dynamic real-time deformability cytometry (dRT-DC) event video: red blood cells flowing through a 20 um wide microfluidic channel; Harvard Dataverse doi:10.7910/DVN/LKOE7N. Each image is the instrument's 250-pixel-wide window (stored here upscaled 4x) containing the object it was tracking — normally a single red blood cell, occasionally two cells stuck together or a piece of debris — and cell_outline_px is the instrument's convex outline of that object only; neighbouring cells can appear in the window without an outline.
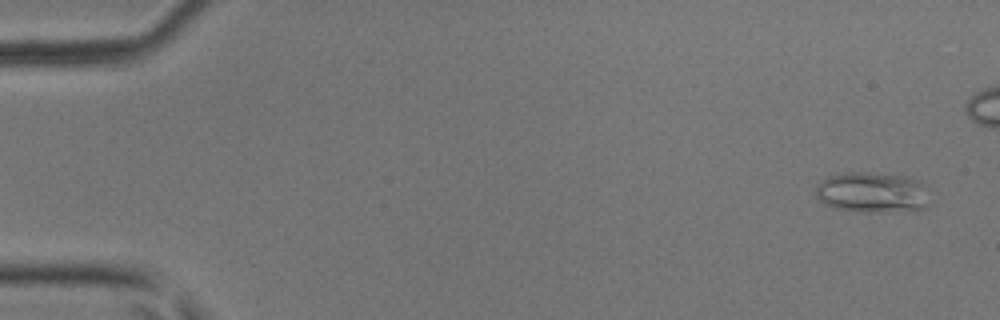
{"species": "common noctule bat (a hibernating species)", "species_latin": "Nyctalus noctula", "temperature_condition": "room temperature", "stored_images_in_passage": 43, "camera_frame_rate_fps": 3000, "um_per_image_px": 0.085, "animal": {"sex": "male", "body_mass_g": 17.9, "forearm_length_mm": 54.2}, "frame": {"image": 1, "passage_image": 3, "time_ms": 0.667, "image_size_px": [1000, 320], "cell_outline_px": [[928, 208], [876, 212], [860, 212], [836, 208], [824, 204], [816, 196], [816, 184], [828, 176], [844, 172], [868, 172], [908, 176], [924, 184], [928, 204]], "centroid_in_image_um": [74.1, 16.34], "position_along_channel_um": 10.9, "area_um2": 26.99}}
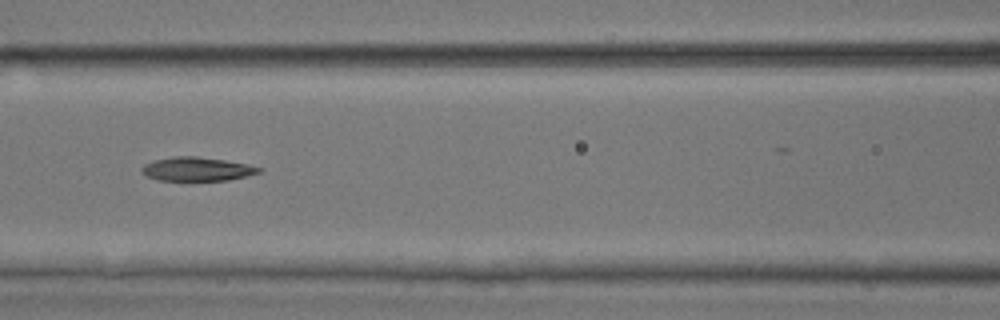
{"frame": {"image": 2, "passage_image": 23, "time_ms": 7.333, "image_size_px": [1000, 320], "cell_outline_px": [[260, 172], [228, 180], [156, 180], [140, 172], [140, 168], [144, 164], [152, 160], [172, 156], [196, 156], [224, 160], [248, 164], [260, 168]], "centroid_in_image_um": [16.66, 14.36], "position_along_channel_um": 149.9, "area_um2": 16.18}}
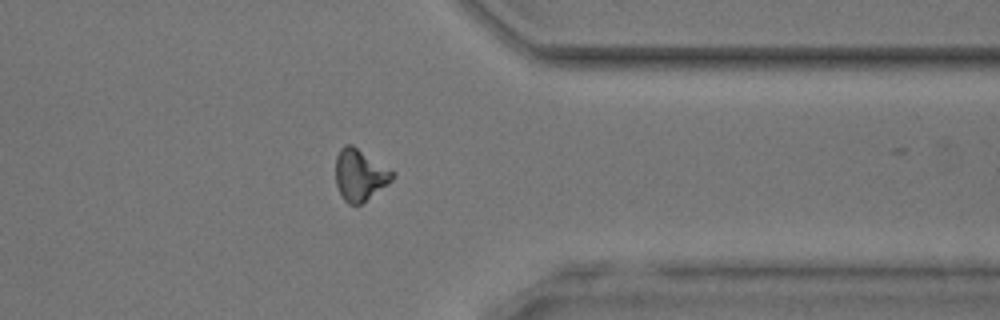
{"frame": {"image": 3, "passage_image": 40, "time_ms": 13.0, "image_size_px": [1000, 320], "cell_outline_px": [[396, 176], [388, 184], [360, 204], [348, 204], [344, 200], [336, 184], [336, 156], [340, 148], [344, 144], [352, 144], [396, 172]], "centroid_in_image_um": [30.6, 14.84], "position_along_channel_um": 380.8, "area_um2": 17.11}, "authors_computed_cell_mechanics": {"area_um2": 16.9932, "velocity_mm_per_s": 4.2055, "shape_relaxation_time_tau1_ms": 3.5072, "shape_relaxation_time_tau2_ms": 6.1971, "deformation_change_tau1": 0.1235, "deformation_change_tau2": 0.1527}}